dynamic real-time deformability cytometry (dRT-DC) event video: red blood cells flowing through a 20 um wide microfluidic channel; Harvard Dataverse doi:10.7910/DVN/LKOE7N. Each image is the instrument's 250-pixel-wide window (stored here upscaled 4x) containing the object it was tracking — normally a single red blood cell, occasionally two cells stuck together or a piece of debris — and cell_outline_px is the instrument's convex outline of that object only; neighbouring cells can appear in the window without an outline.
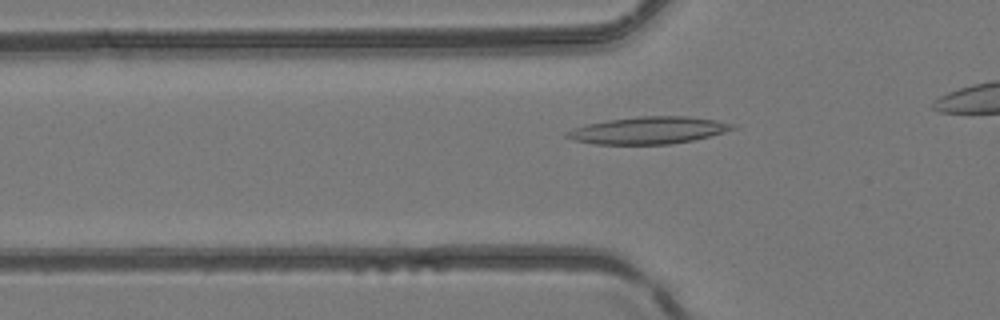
{"species": "common noctule bat (a hibernating species)", "species_latin": "Nyctalus noctula", "temperature_condition": "room temperature", "stored_images_in_passage": 4, "segment_of_instrument_passage": [2, 2], "camera_frame_rate_fps": 3000, "um_per_image_px": 0.085, "animal": {"sex": "female", "body_mass_g": 24.6, "forearm_length_mm": 56.2}, "frame": {"image": 1, "passage_image": 4, "time_ms": 4.667, "image_size_px": [1000, 320], "cell_outline_px": [[736, 128], [724, 132], [692, 140], [668, 144], [596, 144], [576, 140], [564, 136], [564, 132], [588, 124], [608, 120], [636, 116], [688, 116], [716, 120], [732, 124]], "centroid_in_image_um": [55.11, 11.07], "position_along_channel_um": 70.7, "area_um2": 25.84}}